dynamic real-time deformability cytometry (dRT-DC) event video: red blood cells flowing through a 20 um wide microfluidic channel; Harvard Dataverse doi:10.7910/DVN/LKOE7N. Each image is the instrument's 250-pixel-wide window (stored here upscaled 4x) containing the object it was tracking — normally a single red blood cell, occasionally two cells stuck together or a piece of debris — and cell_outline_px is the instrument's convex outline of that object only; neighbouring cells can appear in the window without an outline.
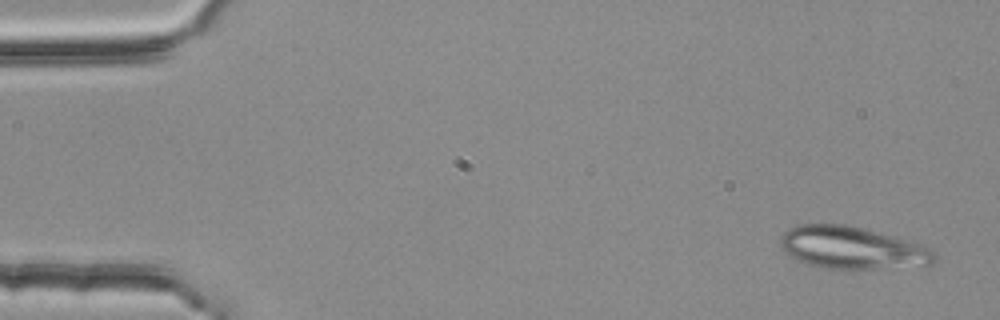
{"species": "common noctule bat (a hibernating species)", "species_latin": "Nyctalus noctula", "temperature_condition": "room temperature", "stored_images_in_passage": 50, "camera_frame_rate_fps": 3000, "um_per_image_px": 0.085, "animal": {"sex": "female", "body_mass_g": 25.1}, "frame": {"image": 1, "passage_image": 1, "time_ms": 0.0, "image_size_px": [1000, 320], "cell_outline_px": [[936, 260], [932, 264], [872, 268], [820, 268], [796, 260], [788, 256], [784, 252], [780, 244], [780, 236], [788, 228], [796, 224], [848, 224], [904, 240], [928, 248], [936, 256]], "centroid_in_image_um": [72.29, 21.05], "position_along_channel_um": 12.7, "area_um2": 37.4}}
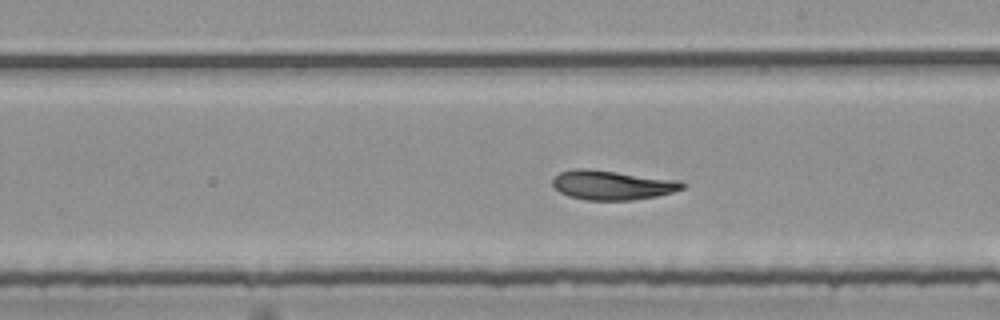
{"frame": {"image": 2, "passage_image": 29, "time_ms": 9.333, "image_size_px": [1000, 320], "cell_outline_px": [[688, 184], [684, 188], [672, 192], [656, 196], [632, 200], [584, 200], [568, 196], [560, 192], [552, 184], [552, 180], [560, 172], [576, 168], [584, 168], [680, 180]], "centroid_in_image_um": [52.05, 15.73], "position_along_channel_um": 236.9, "area_um2": 22.2}}
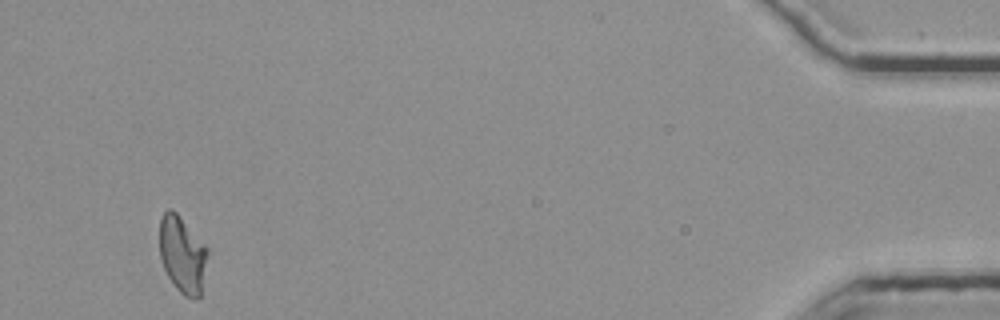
{"frame": {"image": 3, "passage_image": 50, "time_ms": 16.333, "image_size_px": [1000, 320], "cell_outline_px": [[208, 252], [200, 296], [196, 300], [192, 300], [184, 296], [172, 284], [164, 268], [160, 256], [160, 220], [164, 212], [168, 208], [172, 208], [176, 212], [208, 248]], "centroid_in_image_um": [15.5, 21.66], "position_along_channel_um": 419.7, "area_um2": 21.44}, "authors_computed_cell_mechanics": {"area_um2": 22.6865, "velocity_mm_per_s": 3.7612, "shape_relaxation_time_tau1_ms": null, "shape_relaxation_time_tau2_ms": 3.4341, "deformation_change_tau1": null, "deformation_change_tau2": 0.1137}}